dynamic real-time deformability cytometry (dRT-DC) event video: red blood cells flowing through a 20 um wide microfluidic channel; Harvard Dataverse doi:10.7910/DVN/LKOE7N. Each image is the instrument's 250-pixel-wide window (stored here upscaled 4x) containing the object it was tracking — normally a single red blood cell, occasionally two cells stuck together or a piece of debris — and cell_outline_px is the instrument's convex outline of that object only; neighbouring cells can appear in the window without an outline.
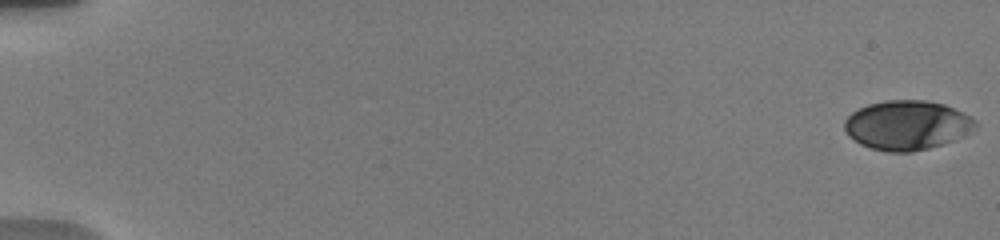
{"species": "human", "species_latin": "Homo sapiens", "temperature_condition": "warm", "stored_images_in_passage": 42, "camera_frame_rate_fps": 3000, "um_per_image_px": 0.085, "donor": {"sex": "male"}, "frame": {"image": 1, "passage_image": 1, "time_ms": 0.0, "image_size_px": [1000, 240], "cell_outline_px": [[976, 128], [972, 132], [956, 140], [928, 148], [912, 152], [888, 152], [872, 148], [860, 144], [848, 136], [844, 128], [844, 120], [852, 112], [868, 104], [884, 100], [924, 100], [944, 104], [976, 120]], "centroid_in_image_um": [77.09, 10.65], "position_along_channel_um": 7.9, "area_um2": 37.74}}
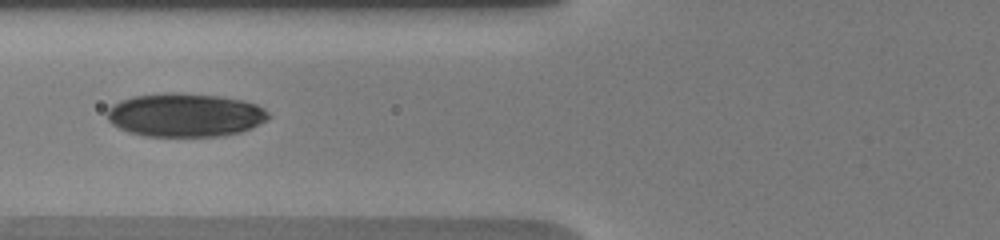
{"frame": {"image": 2, "passage_image": 20, "time_ms": 7.667, "image_size_px": [1000, 240], "cell_outline_px": [[272, 116], [268, 120], [252, 128], [240, 132], [224, 136], [144, 136], [128, 132], [112, 124], [108, 120], [108, 108], [112, 104], [120, 100], [132, 96], [164, 92], [180, 92], [220, 96], [244, 100], [256, 104], [264, 108]], "centroid_in_image_um": [15.76, 9.77], "position_along_channel_um": 110.0, "area_um2": 41.5}}
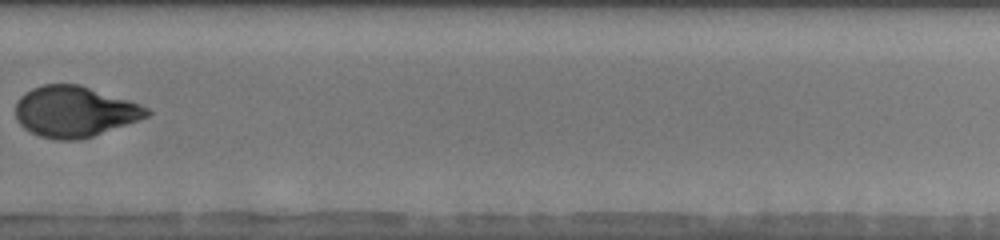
{"frame": {"image": 3, "passage_image": 35, "time_ms": 13.333, "image_size_px": [1000, 240], "cell_outline_px": [[152, 112], [148, 116], [92, 136], [76, 140], [56, 140], [40, 136], [24, 128], [16, 120], [16, 100], [24, 92], [32, 88], [44, 84], [80, 84], [140, 104], [148, 108]], "centroid_in_image_um": [6.3, 9.47], "position_along_channel_um": 323.5, "area_um2": 38.73}, "authors_computed_cell_mechanics": {"area_um2": 39.3907, "velocity_mm_per_s": 3.773, "shape_relaxation_time_tau1_ms": 5.406, "shape_relaxation_time_tau2_ms": 2.0903, "deformation_change_tau1": 0.1692, "deformation_change_tau2": 0.0629}}